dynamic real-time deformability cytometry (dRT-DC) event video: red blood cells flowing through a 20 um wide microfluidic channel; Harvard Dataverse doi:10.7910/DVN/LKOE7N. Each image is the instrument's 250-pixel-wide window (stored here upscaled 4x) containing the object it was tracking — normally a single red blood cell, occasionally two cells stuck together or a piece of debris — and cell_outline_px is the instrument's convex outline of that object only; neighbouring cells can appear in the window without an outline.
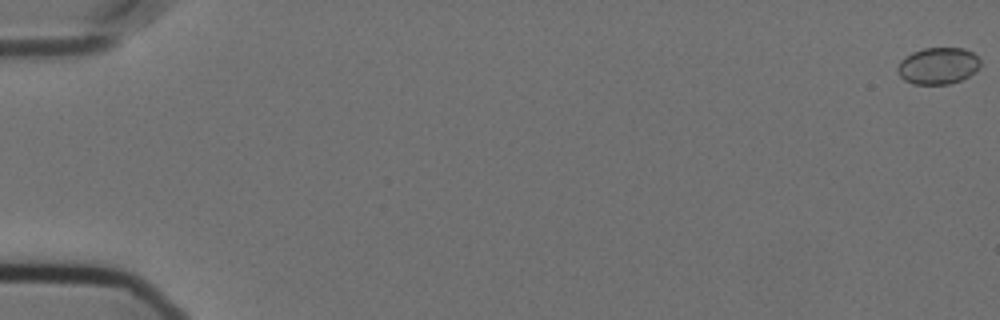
{"species": "Egyptian fruit bat (a non-hibernating species)", "species_latin": "Rousettus aegyptiacus", "temperature_condition": "cold", "stored_images_in_passage": 15, "camera_frame_rate_fps": 3000, "um_per_image_px": 0.085, "animal": {"sex": "female"}, "frame": {"image": 1, "passage_image": 1, "time_ms": 0.0, "image_size_px": [1000, 320], "cell_outline_px": [[980, 64], [976, 72], [960, 80], [948, 84], [912, 84], [904, 80], [900, 76], [896, 68], [900, 60], [912, 52], [924, 48], [964, 48], [972, 52], [980, 60]], "centroid_in_image_um": [79.72, 5.59], "position_along_channel_um": 5.3, "area_um2": 17.74}}